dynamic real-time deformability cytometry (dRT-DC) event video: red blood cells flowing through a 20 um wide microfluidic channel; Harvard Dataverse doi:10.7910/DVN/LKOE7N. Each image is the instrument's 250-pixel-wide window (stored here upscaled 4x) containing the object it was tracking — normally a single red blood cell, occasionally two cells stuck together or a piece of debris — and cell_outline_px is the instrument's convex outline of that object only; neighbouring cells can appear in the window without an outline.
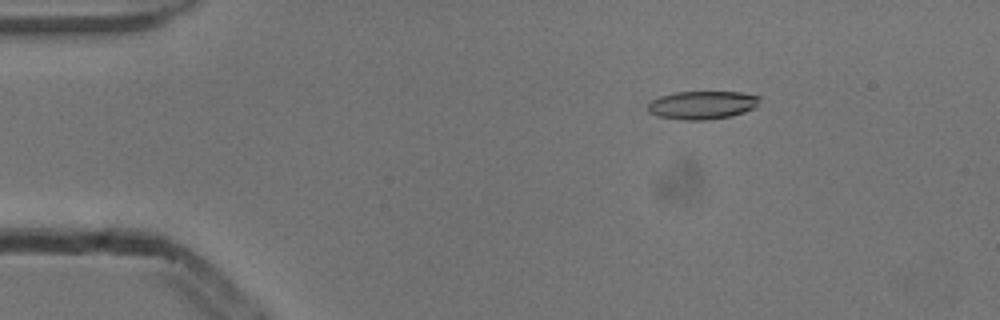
{"species": "common noctule bat (a hibernating species)", "species_latin": "Nyctalus noctula", "temperature_condition": "cold", "stored_images_in_passage": 5, "camera_frame_rate_fps": 3000, "um_per_image_px": 0.085, "animal": {"sex": "male", "body_mass_g": 13.3}, "frame": {"image": 1, "passage_image": 3, "time_ms": 0.667, "image_size_px": [1000, 320], "cell_outline_px": [[760, 96], [756, 108], [732, 116], [704, 120], [684, 120], [656, 116], [648, 112], [648, 104], [652, 100], [660, 96], [676, 92], [740, 92]], "centroid_in_image_um": [59.69, 8.93], "position_along_channel_um": 25.3, "area_um2": 18.44}}